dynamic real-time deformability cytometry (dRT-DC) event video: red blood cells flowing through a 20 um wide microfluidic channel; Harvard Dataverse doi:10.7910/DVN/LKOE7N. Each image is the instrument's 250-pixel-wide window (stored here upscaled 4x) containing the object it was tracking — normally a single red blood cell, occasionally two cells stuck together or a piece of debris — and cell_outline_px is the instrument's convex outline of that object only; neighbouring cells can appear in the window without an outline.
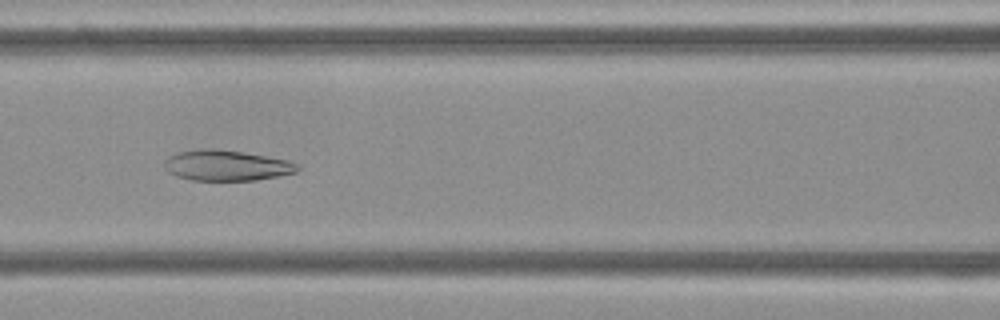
{"species": "Egyptian fruit bat (a non-hibernating species)", "species_latin": "Rousettus aegyptiacus", "temperature_condition": "cold", "stored_images_in_passage": 49, "camera_frame_rate_fps": 3000, "um_per_image_px": 0.085, "frame": {"image": 1, "passage_image": 19, "time_ms": 6.0, "image_size_px": [1000, 320], "cell_outline_px": [[300, 168], [296, 172], [256, 180], [192, 180], [176, 176], [168, 172], [164, 168], [164, 160], [168, 156], [176, 152], [200, 148], [212, 148], [244, 152], [288, 160], [300, 164]], "centroid_in_image_um": [19.22, 14.05], "position_along_channel_um": 147.4, "area_um2": 23.93}}
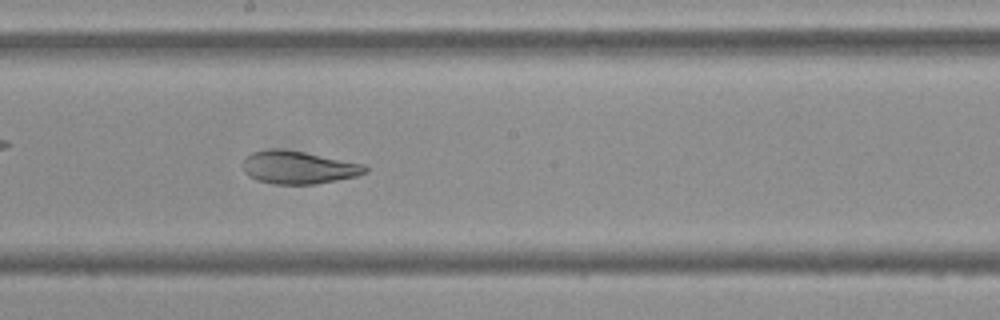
{"frame": {"image": 2, "passage_image": 25, "time_ms": 8.0, "image_size_px": [1000, 320], "cell_outline_px": [[368, 172], [356, 176], [316, 184], [276, 184], [256, 180], [248, 176], [244, 172], [244, 156], [252, 152], [272, 148], [276, 148], [304, 152], [364, 164], [368, 168]], "centroid_in_image_um": [25.35, 14.23], "position_along_channel_um": 222.9, "area_um2": 23.41}}
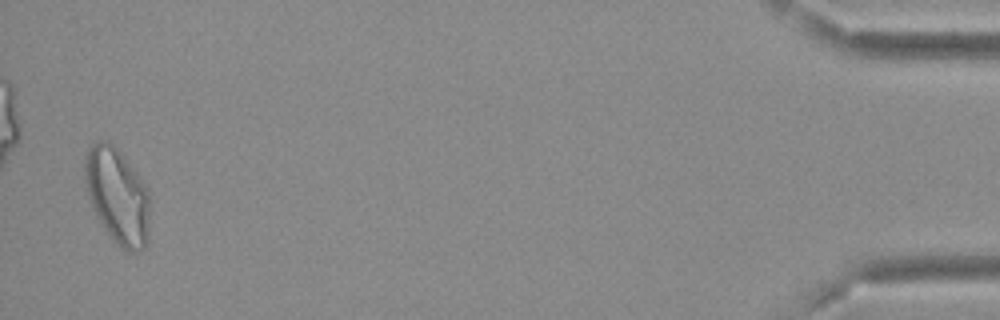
{"frame": {"image": 3, "passage_image": 48, "time_ms": 15.667, "image_size_px": [1000, 320], "cell_outline_px": [[148, 244], [144, 248], [136, 252], [124, 252], [108, 236], [96, 216], [88, 196], [84, 176], [84, 156], [88, 148], [96, 140], [108, 140], [124, 156], [148, 188]], "centroid_in_image_um": [9.96, 16.67], "position_along_channel_um": 425.2, "area_um2": 36.7}, "authors_computed_cell_mechanics": {"area_um2": 28.6688, "velocity_mm_per_s": 3.7938, "shape_relaxation_time_tau1_ms": null, "shape_relaxation_time_tau2_ms": 3.1092, "deformation_change_tau1": null, "deformation_change_tau2": 0.0902}}